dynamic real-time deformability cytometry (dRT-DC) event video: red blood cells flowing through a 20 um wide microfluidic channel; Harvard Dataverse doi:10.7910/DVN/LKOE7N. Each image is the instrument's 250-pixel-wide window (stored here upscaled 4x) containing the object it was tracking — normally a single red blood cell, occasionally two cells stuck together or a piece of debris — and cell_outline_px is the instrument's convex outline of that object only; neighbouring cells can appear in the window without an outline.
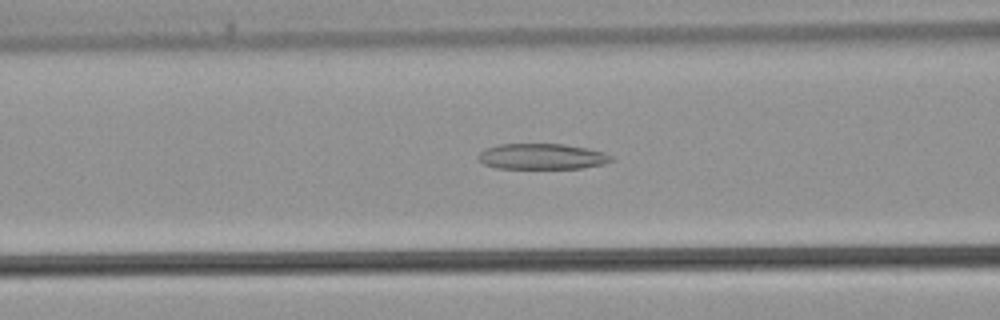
{"species": "common noctule bat (a hibernating species)", "species_latin": "Nyctalus noctula", "temperature_condition": "warm", "stored_images_in_passage": 40, "camera_frame_rate_fps": 3000, "um_per_image_px": 0.085, "animal": {"sex": "male", "body_mass_g": 21.5, "forearm_length_mm": 52.0}, "frame": {"image": 1, "passage_image": 15, "time_ms": 4.667, "image_size_px": [1000, 320], "cell_outline_px": [[612, 160], [604, 164], [584, 168], [496, 168], [484, 164], [476, 156], [484, 148], [500, 144], [564, 144], [588, 148], [604, 152], [612, 156]], "centroid_in_image_um": [46.06, 13.3], "position_along_channel_um": 120.5, "area_um2": 20.0}}
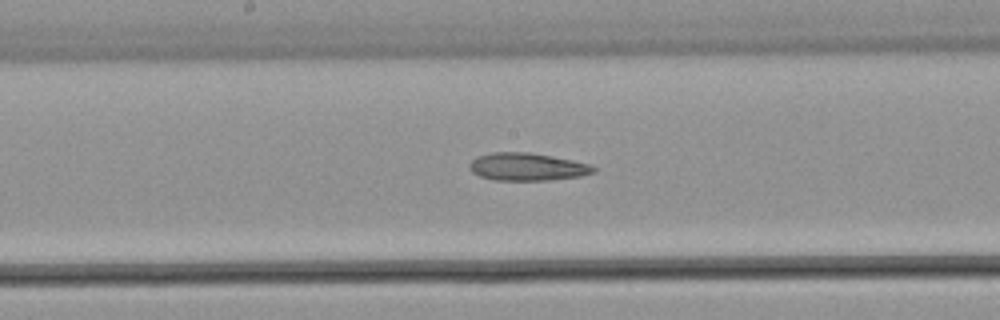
{"frame": {"image": 2, "passage_image": 20, "time_ms": 6.333, "image_size_px": [1000, 320], "cell_outline_px": [[596, 172], [580, 176], [548, 180], [492, 180], [480, 176], [472, 172], [468, 168], [468, 164], [476, 156], [492, 152], [528, 152], [552, 156], [592, 164], [596, 168]], "centroid_in_image_um": [44.8, 14.17], "position_along_channel_um": 203.4, "area_um2": 20.17}}
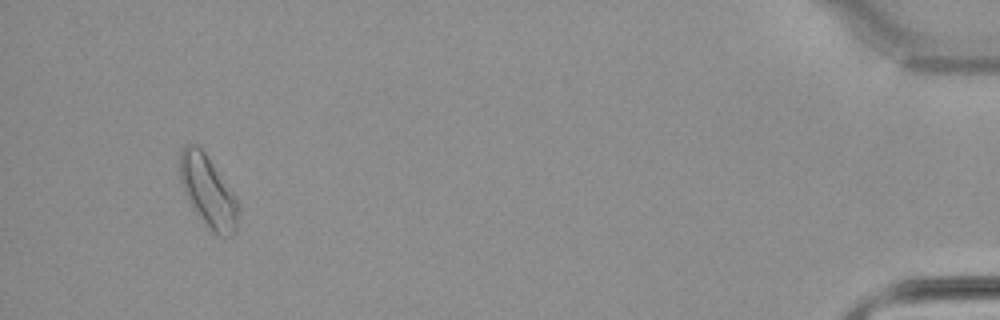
{"frame": {"image": 3, "passage_image": 38, "time_ms": 12.333, "image_size_px": [1000, 320], "cell_outline_px": [[240, 212], [236, 232], [232, 236], [216, 236], [192, 208], [184, 192], [180, 176], [180, 148], [184, 144], [196, 144], [204, 152], [236, 200], [240, 208]], "centroid_in_image_um": [17.68, 16.31], "position_along_channel_um": 417.5, "area_um2": 23.99}}